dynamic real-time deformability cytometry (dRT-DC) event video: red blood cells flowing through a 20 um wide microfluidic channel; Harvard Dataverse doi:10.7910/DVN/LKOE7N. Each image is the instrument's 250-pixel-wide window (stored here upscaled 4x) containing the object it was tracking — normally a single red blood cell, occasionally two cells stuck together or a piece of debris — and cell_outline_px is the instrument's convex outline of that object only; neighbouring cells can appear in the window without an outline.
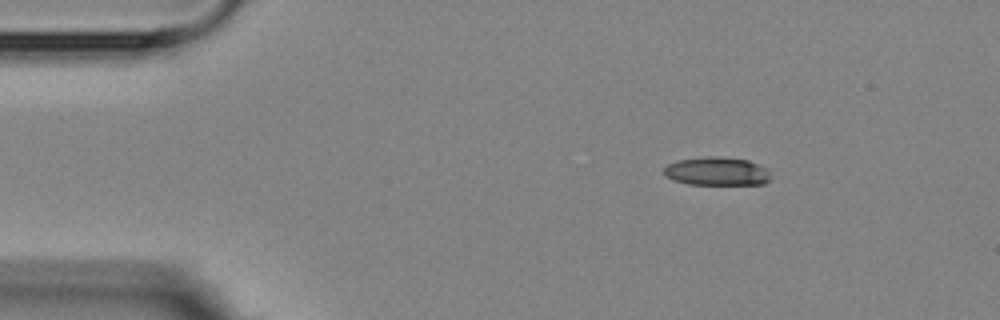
{"species": "Egyptian fruit bat (a non-hibernating species)", "species_latin": "Rousettus aegyptiacus", "temperature_condition": "room temperature", "stored_images_in_passage": 6, "camera_frame_rate_fps": 3000, "um_per_image_px": 0.085, "animal": {"sex": "female"}, "frame": {"image": 1, "passage_image": 2, "time_ms": 1.333, "image_size_px": [1000, 320], "cell_outline_px": [[772, 180], [764, 184], [688, 184], [664, 176], [664, 168], [668, 164], [680, 160], [708, 156], [716, 156], [748, 160], [768, 168]], "centroid_in_image_um": [60.99, 14.56], "position_along_channel_um": 24.0, "area_um2": 17.69}}
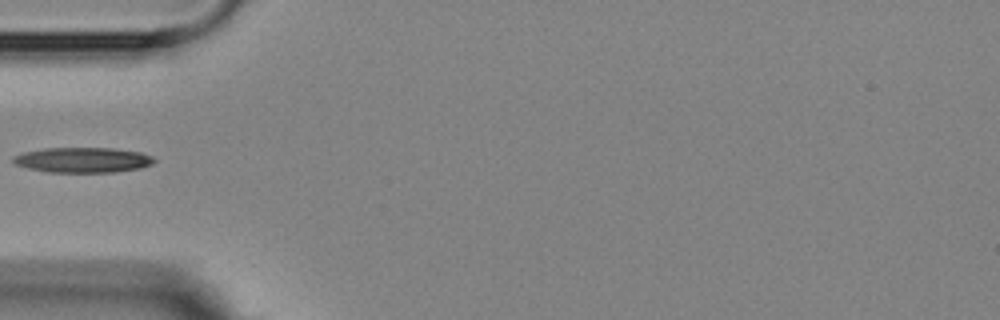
{"frame": {"image": 2, "passage_image": 5, "time_ms": 4.667, "image_size_px": [1000, 320], "cell_outline_px": [[156, 160], [152, 164], [140, 168], [116, 172], [48, 172], [28, 168], [16, 164], [12, 160], [12, 156], [24, 152], [44, 148], [112, 148], [140, 152], [152, 156]], "centroid_in_image_um": [7.04, 13.59], "position_along_channel_um": 78.0, "area_um2": 20.69}}
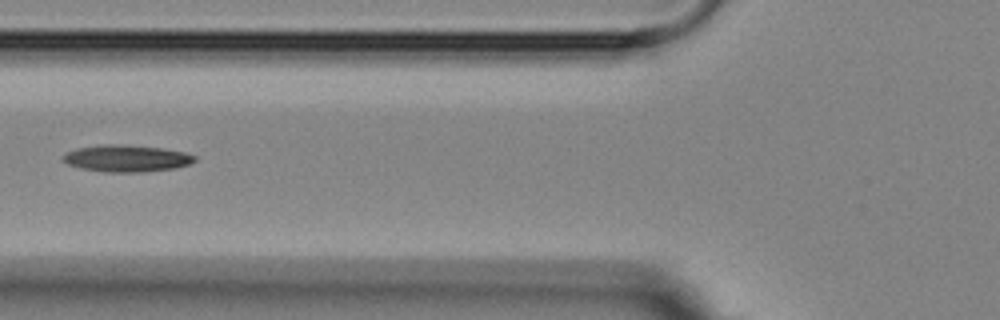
{"frame": {"image": 3, "passage_image": 6, "time_ms": 5.667, "image_size_px": [1000, 320], "cell_outline_px": [[196, 160], [188, 164], [176, 168], [144, 172], [108, 172], [84, 168], [68, 164], [64, 160], [64, 152], [76, 148], [100, 144], [120, 144], [160, 148], [184, 152], [196, 156]], "centroid_in_image_um": [10.76, 13.45], "position_along_channel_um": 115.0, "area_um2": 20.46}}